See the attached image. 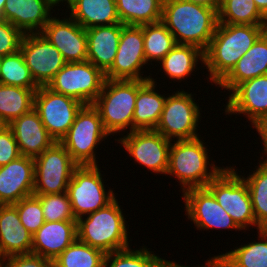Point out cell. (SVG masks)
Instances as JSON below:
<instances>
[{"label":"cell","mask_w":267,"mask_h":267,"mask_svg":"<svg viewBox=\"0 0 267 267\" xmlns=\"http://www.w3.org/2000/svg\"><path fill=\"white\" fill-rule=\"evenodd\" d=\"M34 158L19 156L0 167V205L15 204L33 195Z\"/></svg>","instance_id":"19"},{"label":"cell","mask_w":267,"mask_h":267,"mask_svg":"<svg viewBox=\"0 0 267 267\" xmlns=\"http://www.w3.org/2000/svg\"><path fill=\"white\" fill-rule=\"evenodd\" d=\"M119 141L129 155L152 173L166 175L171 142L155 130L127 131Z\"/></svg>","instance_id":"14"},{"label":"cell","mask_w":267,"mask_h":267,"mask_svg":"<svg viewBox=\"0 0 267 267\" xmlns=\"http://www.w3.org/2000/svg\"><path fill=\"white\" fill-rule=\"evenodd\" d=\"M22 225L33 235L44 223L41 201L36 195H30L13 204Z\"/></svg>","instance_id":"39"},{"label":"cell","mask_w":267,"mask_h":267,"mask_svg":"<svg viewBox=\"0 0 267 267\" xmlns=\"http://www.w3.org/2000/svg\"><path fill=\"white\" fill-rule=\"evenodd\" d=\"M6 0H0V21L4 20L3 9Z\"/></svg>","instance_id":"47"},{"label":"cell","mask_w":267,"mask_h":267,"mask_svg":"<svg viewBox=\"0 0 267 267\" xmlns=\"http://www.w3.org/2000/svg\"><path fill=\"white\" fill-rule=\"evenodd\" d=\"M0 84L32 90H37L40 87L33 79L20 50L1 57Z\"/></svg>","instance_id":"36"},{"label":"cell","mask_w":267,"mask_h":267,"mask_svg":"<svg viewBox=\"0 0 267 267\" xmlns=\"http://www.w3.org/2000/svg\"><path fill=\"white\" fill-rule=\"evenodd\" d=\"M195 101L192 93L184 90L167 95L160 121L155 131L170 141L199 137L197 127L202 116H200L201 108Z\"/></svg>","instance_id":"10"},{"label":"cell","mask_w":267,"mask_h":267,"mask_svg":"<svg viewBox=\"0 0 267 267\" xmlns=\"http://www.w3.org/2000/svg\"><path fill=\"white\" fill-rule=\"evenodd\" d=\"M20 51L33 79L39 86H47L67 63L61 52L42 33L24 34Z\"/></svg>","instance_id":"15"},{"label":"cell","mask_w":267,"mask_h":267,"mask_svg":"<svg viewBox=\"0 0 267 267\" xmlns=\"http://www.w3.org/2000/svg\"><path fill=\"white\" fill-rule=\"evenodd\" d=\"M21 156L16 139L8 125L0 128V167Z\"/></svg>","instance_id":"41"},{"label":"cell","mask_w":267,"mask_h":267,"mask_svg":"<svg viewBox=\"0 0 267 267\" xmlns=\"http://www.w3.org/2000/svg\"><path fill=\"white\" fill-rule=\"evenodd\" d=\"M259 11L267 18V0H253Z\"/></svg>","instance_id":"46"},{"label":"cell","mask_w":267,"mask_h":267,"mask_svg":"<svg viewBox=\"0 0 267 267\" xmlns=\"http://www.w3.org/2000/svg\"><path fill=\"white\" fill-rule=\"evenodd\" d=\"M266 30L267 25L218 23L204 52L203 67L209 72L208 81L218 85Z\"/></svg>","instance_id":"1"},{"label":"cell","mask_w":267,"mask_h":267,"mask_svg":"<svg viewBox=\"0 0 267 267\" xmlns=\"http://www.w3.org/2000/svg\"><path fill=\"white\" fill-rule=\"evenodd\" d=\"M262 75H267V30L217 87L231 92L238 84Z\"/></svg>","instance_id":"25"},{"label":"cell","mask_w":267,"mask_h":267,"mask_svg":"<svg viewBox=\"0 0 267 267\" xmlns=\"http://www.w3.org/2000/svg\"><path fill=\"white\" fill-rule=\"evenodd\" d=\"M115 198L106 207L77 220V239L105 254L129 248L127 221Z\"/></svg>","instance_id":"4"},{"label":"cell","mask_w":267,"mask_h":267,"mask_svg":"<svg viewBox=\"0 0 267 267\" xmlns=\"http://www.w3.org/2000/svg\"><path fill=\"white\" fill-rule=\"evenodd\" d=\"M147 80H108L92 104L98 111L105 130L112 136L133 131V113L138 89Z\"/></svg>","instance_id":"5"},{"label":"cell","mask_w":267,"mask_h":267,"mask_svg":"<svg viewBox=\"0 0 267 267\" xmlns=\"http://www.w3.org/2000/svg\"><path fill=\"white\" fill-rule=\"evenodd\" d=\"M23 33L6 20L0 21V56L20 50Z\"/></svg>","instance_id":"40"},{"label":"cell","mask_w":267,"mask_h":267,"mask_svg":"<svg viewBox=\"0 0 267 267\" xmlns=\"http://www.w3.org/2000/svg\"><path fill=\"white\" fill-rule=\"evenodd\" d=\"M55 6L53 0H6L3 16L23 34L41 33Z\"/></svg>","instance_id":"20"},{"label":"cell","mask_w":267,"mask_h":267,"mask_svg":"<svg viewBox=\"0 0 267 267\" xmlns=\"http://www.w3.org/2000/svg\"><path fill=\"white\" fill-rule=\"evenodd\" d=\"M143 43V25H124L114 63L105 73V79L150 80V75L145 76L142 71L150 65L146 62Z\"/></svg>","instance_id":"13"},{"label":"cell","mask_w":267,"mask_h":267,"mask_svg":"<svg viewBox=\"0 0 267 267\" xmlns=\"http://www.w3.org/2000/svg\"><path fill=\"white\" fill-rule=\"evenodd\" d=\"M257 233L258 242L241 244L232 251L216 255L218 267H267V229H259Z\"/></svg>","instance_id":"29"},{"label":"cell","mask_w":267,"mask_h":267,"mask_svg":"<svg viewBox=\"0 0 267 267\" xmlns=\"http://www.w3.org/2000/svg\"><path fill=\"white\" fill-rule=\"evenodd\" d=\"M83 106L76 99L56 93L47 86H40L34 96V109L56 142L66 135Z\"/></svg>","instance_id":"12"},{"label":"cell","mask_w":267,"mask_h":267,"mask_svg":"<svg viewBox=\"0 0 267 267\" xmlns=\"http://www.w3.org/2000/svg\"><path fill=\"white\" fill-rule=\"evenodd\" d=\"M76 239L77 221H45L32 235L31 253L53 261Z\"/></svg>","instance_id":"22"},{"label":"cell","mask_w":267,"mask_h":267,"mask_svg":"<svg viewBox=\"0 0 267 267\" xmlns=\"http://www.w3.org/2000/svg\"><path fill=\"white\" fill-rule=\"evenodd\" d=\"M123 26L118 23L86 29L87 60L104 74L114 63Z\"/></svg>","instance_id":"23"},{"label":"cell","mask_w":267,"mask_h":267,"mask_svg":"<svg viewBox=\"0 0 267 267\" xmlns=\"http://www.w3.org/2000/svg\"><path fill=\"white\" fill-rule=\"evenodd\" d=\"M143 37L147 64L150 62L153 64L152 61H157V63H159L176 45L172 33L161 21L152 24H144Z\"/></svg>","instance_id":"34"},{"label":"cell","mask_w":267,"mask_h":267,"mask_svg":"<svg viewBox=\"0 0 267 267\" xmlns=\"http://www.w3.org/2000/svg\"><path fill=\"white\" fill-rule=\"evenodd\" d=\"M256 170L243 180L246 182L251 196L256 229H267V160L261 156ZM262 161V162H261Z\"/></svg>","instance_id":"32"},{"label":"cell","mask_w":267,"mask_h":267,"mask_svg":"<svg viewBox=\"0 0 267 267\" xmlns=\"http://www.w3.org/2000/svg\"><path fill=\"white\" fill-rule=\"evenodd\" d=\"M36 196L41 201L45 221H77L67 192Z\"/></svg>","instance_id":"38"},{"label":"cell","mask_w":267,"mask_h":267,"mask_svg":"<svg viewBox=\"0 0 267 267\" xmlns=\"http://www.w3.org/2000/svg\"><path fill=\"white\" fill-rule=\"evenodd\" d=\"M205 263L206 264L204 266L203 265L200 266L199 264L198 267H218L217 256H213L209 260L207 259V262ZM159 267H190V266L181 265V264L176 263L175 261H168L164 259ZM194 267H197V266H194Z\"/></svg>","instance_id":"44"},{"label":"cell","mask_w":267,"mask_h":267,"mask_svg":"<svg viewBox=\"0 0 267 267\" xmlns=\"http://www.w3.org/2000/svg\"><path fill=\"white\" fill-rule=\"evenodd\" d=\"M164 0H115L119 19L124 25L141 26L160 22Z\"/></svg>","instance_id":"30"},{"label":"cell","mask_w":267,"mask_h":267,"mask_svg":"<svg viewBox=\"0 0 267 267\" xmlns=\"http://www.w3.org/2000/svg\"><path fill=\"white\" fill-rule=\"evenodd\" d=\"M149 249L142 246L140 249L132 250L129 247L124 250L106 253L103 267H159L164 259Z\"/></svg>","instance_id":"37"},{"label":"cell","mask_w":267,"mask_h":267,"mask_svg":"<svg viewBox=\"0 0 267 267\" xmlns=\"http://www.w3.org/2000/svg\"><path fill=\"white\" fill-rule=\"evenodd\" d=\"M173 142L166 175L179 180L182 193L191 188L206 187L223 170L224 167L209 163V150L201 137Z\"/></svg>","instance_id":"3"},{"label":"cell","mask_w":267,"mask_h":267,"mask_svg":"<svg viewBox=\"0 0 267 267\" xmlns=\"http://www.w3.org/2000/svg\"><path fill=\"white\" fill-rule=\"evenodd\" d=\"M109 135L99 111L93 105H84L60 143L79 166L98 165L95 150Z\"/></svg>","instance_id":"6"},{"label":"cell","mask_w":267,"mask_h":267,"mask_svg":"<svg viewBox=\"0 0 267 267\" xmlns=\"http://www.w3.org/2000/svg\"><path fill=\"white\" fill-rule=\"evenodd\" d=\"M5 126L4 122L2 121V119L0 118V128H3Z\"/></svg>","instance_id":"49"},{"label":"cell","mask_w":267,"mask_h":267,"mask_svg":"<svg viewBox=\"0 0 267 267\" xmlns=\"http://www.w3.org/2000/svg\"><path fill=\"white\" fill-rule=\"evenodd\" d=\"M37 90L0 84V118L5 125L34 108Z\"/></svg>","instance_id":"31"},{"label":"cell","mask_w":267,"mask_h":267,"mask_svg":"<svg viewBox=\"0 0 267 267\" xmlns=\"http://www.w3.org/2000/svg\"><path fill=\"white\" fill-rule=\"evenodd\" d=\"M69 16L83 28L121 23L115 0H69Z\"/></svg>","instance_id":"26"},{"label":"cell","mask_w":267,"mask_h":267,"mask_svg":"<svg viewBox=\"0 0 267 267\" xmlns=\"http://www.w3.org/2000/svg\"><path fill=\"white\" fill-rule=\"evenodd\" d=\"M53 16L41 32L68 62L87 61V35L83 28L72 18Z\"/></svg>","instance_id":"17"},{"label":"cell","mask_w":267,"mask_h":267,"mask_svg":"<svg viewBox=\"0 0 267 267\" xmlns=\"http://www.w3.org/2000/svg\"><path fill=\"white\" fill-rule=\"evenodd\" d=\"M101 172L98 165L78 166L74 170L67 193L76 220L106 207L117 198L112 189H105Z\"/></svg>","instance_id":"8"},{"label":"cell","mask_w":267,"mask_h":267,"mask_svg":"<svg viewBox=\"0 0 267 267\" xmlns=\"http://www.w3.org/2000/svg\"><path fill=\"white\" fill-rule=\"evenodd\" d=\"M156 83L151 77L137 91L133 113V131L155 130L160 121L167 96L157 93Z\"/></svg>","instance_id":"27"},{"label":"cell","mask_w":267,"mask_h":267,"mask_svg":"<svg viewBox=\"0 0 267 267\" xmlns=\"http://www.w3.org/2000/svg\"><path fill=\"white\" fill-rule=\"evenodd\" d=\"M217 13L221 24L267 25L253 0H222Z\"/></svg>","instance_id":"33"},{"label":"cell","mask_w":267,"mask_h":267,"mask_svg":"<svg viewBox=\"0 0 267 267\" xmlns=\"http://www.w3.org/2000/svg\"><path fill=\"white\" fill-rule=\"evenodd\" d=\"M57 5L60 4L61 2H68L69 0H53Z\"/></svg>","instance_id":"48"},{"label":"cell","mask_w":267,"mask_h":267,"mask_svg":"<svg viewBox=\"0 0 267 267\" xmlns=\"http://www.w3.org/2000/svg\"><path fill=\"white\" fill-rule=\"evenodd\" d=\"M184 1L206 6L215 9L217 12L222 2V0H184Z\"/></svg>","instance_id":"45"},{"label":"cell","mask_w":267,"mask_h":267,"mask_svg":"<svg viewBox=\"0 0 267 267\" xmlns=\"http://www.w3.org/2000/svg\"><path fill=\"white\" fill-rule=\"evenodd\" d=\"M105 253L76 239L56 259L53 267H103Z\"/></svg>","instance_id":"35"},{"label":"cell","mask_w":267,"mask_h":267,"mask_svg":"<svg viewBox=\"0 0 267 267\" xmlns=\"http://www.w3.org/2000/svg\"><path fill=\"white\" fill-rule=\"evenodd\" d=\"M235 167H225L207 184L220 206L232 217L241 230L256 226L248 186Z\"/></svg>","instance_id":"7"},{"label":"cell","mask_w":267,"mask_h":267,"mask_svg":"<svg viewBox=\"0 0 267 267\" xmlns=\"http://www.w3.org/2000/svg\"><path fill=\"white\" fill-rule=\"evenodd\" d=\"M161 22L176 44L193 45L205 52L218 24V13L184 0H164Z\"/></svg>","instance_id":"2"},{"label":"cell","mask_w":267,"mask_h":267,"mask_svg":"<svg viewBox=\"0 0 267 267\" xmlns=\"http://www.w3.org/2000/svg\"><path fill=\"white\" fill-rule=\"evenodd\" d=\"M229 93L225 114H243L252 127L267 114V75L244 81Z\"/></svg>","instance_id":"18"},{"label":"cell","mask_w":267,"mask_h":267,"mask_svg":"<svg viewBox=\"0 0 267 267\" xmlns=\"http://www.w3.org/2000/svg\"><path fill=\"white\" fill-rule=\"evenodd\" d=\"M34 195L67 192L74 170L79 166L60 142L34 158Z\"/></svg>","instance_id":"11"},{"label":"cell","mask_w":267,"mask_h":267,"mask_svg":"<svg viewBox=\"0 0 267 267\" xmlns=\"http://www.w3.org/2000/svg\"><path fill=\"white\" fill-rule=\"evenodd\" d=\"M200 60V61H199ZM204 51L193 45L176 44L159 62L164 73L174 81L185 80L197 71L198 62L204 65Z\"/></svg>","instance_id":"28"},{"label":"cell","mask_w":267,"mask_h":267,"mask_svg":"<svg viewBox=\"0 0 267 267\" xmlns=\"http://www.w3.org/2000/svg\"><path fill=\"white\" fill-rule=\"evenodd\" d=\"M105 74L91 62H68L48 83L52 91L92 105L99 96Z\"/></svg>","instance_id":"9"},{"label":"cell","mask_w":267,"mask_h":267,"mask_svg":"<svg viewBox=\"0 0 267 267\" xmlns=\"http://www.w3.org/2000/svg\"><path fill=\"white\" fill-rule=\"evenodd\" d=\"M0 267H53V261L33 253L2 258Z\"/></svg>","instance_id":"42"},{"label":"cell","mask_w":267,"mask_h":267,"mask_svg":"<svg viewBox=\"0 0 267 267\" xmlns=\"http://www.w3.org/2000/svg\"><path fill=\"white\" fill-rule=\"evenodd\" d=\"M32 234L22 225L13 204L0 205V256L29 254Z\"/></svg>","instance_id":"24"},{"label":"cell","mask_w":267,"mask_h":267,"mask_svg":"<svg viewBox=\"0 0 267 267\" xmlns=\"http://www.w3.org/2000/svg\"><path fill=\"white\" fill-rule=\"evenodd\" d=\"M182 195L185 203V216L193 222L197 230L235 229V231H241L207 187L191 188L184 191Z\"/></svg>","instance_id":"16"},{"label":"cell","mask_w":267,"mask_h":267,"mask_svg":"<svg viewBox=\"0 0 267 267\" xmlns=\"http://www.w3.org/2000/svg\"><path fill=\"white\" fill-rule=\"evenodd\" d=\"M254 129H256L258 135L261 137L260 139L262 140L263 143V149L264 151L262 155H266V160H267V114L262 117L254 126Z\"/></svg>","instance_id":"43"},{"label":"cell","mask_w":267,"mask_h":267,"mask_svg":"<svg viewBox=\"0 0 267 267\" xmlns=\"http://www.w3.org/2000/svg\"><path fill=\"white\" fill-rule=\"evenodd\" d=\"M21 155L36 158L56 141L49 135L38 112L33 108L8 125Z\"/></svg>","instance_id":"21"}]
</instances>
